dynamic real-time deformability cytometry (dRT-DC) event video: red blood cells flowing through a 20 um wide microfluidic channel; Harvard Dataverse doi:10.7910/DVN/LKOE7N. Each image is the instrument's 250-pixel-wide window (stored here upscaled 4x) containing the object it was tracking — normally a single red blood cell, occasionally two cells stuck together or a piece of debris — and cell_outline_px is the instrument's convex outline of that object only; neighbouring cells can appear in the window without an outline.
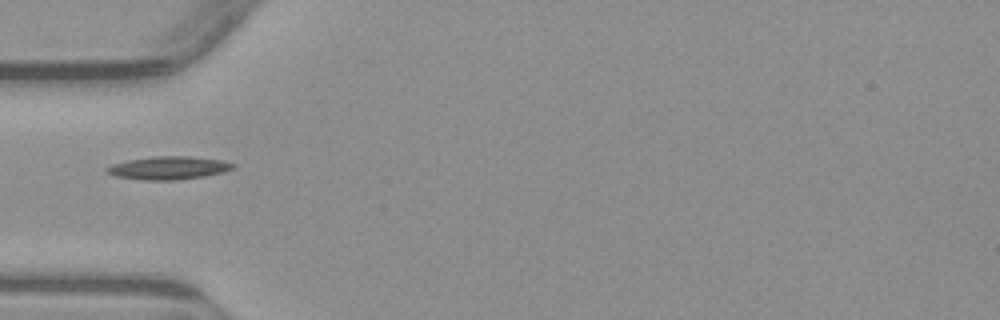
{"species": "common noctule bat (a hibernating species)", "species_latin": "Nyctalus noctula", "temperature_condition": "warm", "stored_images_in_passage": 5, "camera_frame_rate_fps": 3000, "um_per_image_px": 0.085, "animal": {"sex": "male", "body_mass_g": 23.1, "forearm_length_mm": 52.7}, "frame": {"image": 1, "passage_image": 5, "time_ms": 4.667, "image_size_px": [1000, 320], "cell_outline_px": [[236, 164], [232, 168], [224, 172], [204, 176], [176, 180], [144, 180], [116, 176], [104, 172], [104, 168], [112, 164], [128, 160], [152, 156], [188, 156], [220, 160]], "centroid_in_image_um": [14.27, 14.27], "position_along_channel_um": 70.7, "area_um2": 16.94}}